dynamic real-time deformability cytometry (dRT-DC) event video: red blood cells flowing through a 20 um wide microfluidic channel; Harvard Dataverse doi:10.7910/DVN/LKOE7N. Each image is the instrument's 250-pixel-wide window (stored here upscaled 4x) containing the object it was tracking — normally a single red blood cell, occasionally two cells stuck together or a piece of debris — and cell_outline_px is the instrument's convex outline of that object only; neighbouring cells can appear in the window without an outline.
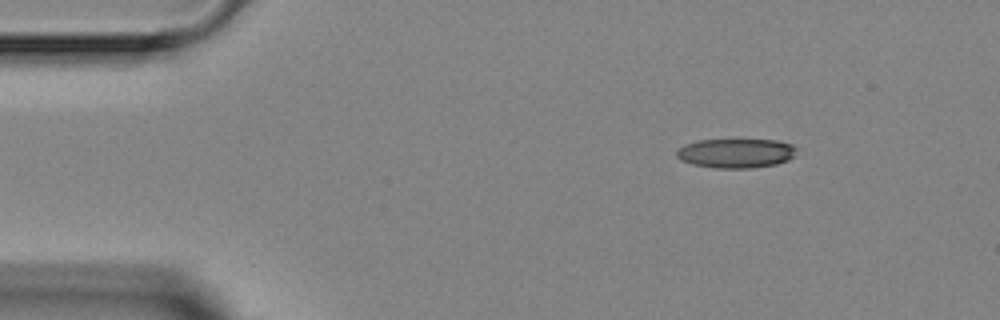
{"species": "Egyptian fruit bat (a non-hibernating species)", "species_latin": "Rousettus aegyptiacus", "temperature_condition": "room temperature", "stored_images_in_passage": 4, "segment_of_instrument_passage": [1, 2], "camera_frame_rate_fps": 3000, "um_per_image_px": 0.085, "animal": {"sex": "female"}, "frame": {"image": 1, "passage_image": 1, "time_ms": 0.0, "image_size_px": [1000, 320], "cell_outline_px": [[796, 148], [792, 156], [788, 160], [776, 164], [752, 168], [716, 168], [692, 164], [680, 160], [676, 156], [676, 152], [684, 144], [696, 140], [776, 140], [792, 144]], "centroid_in_image_um": [62.52, 13.02], "position_along_channel_um": 22.5, "area_um2": 20.46}}
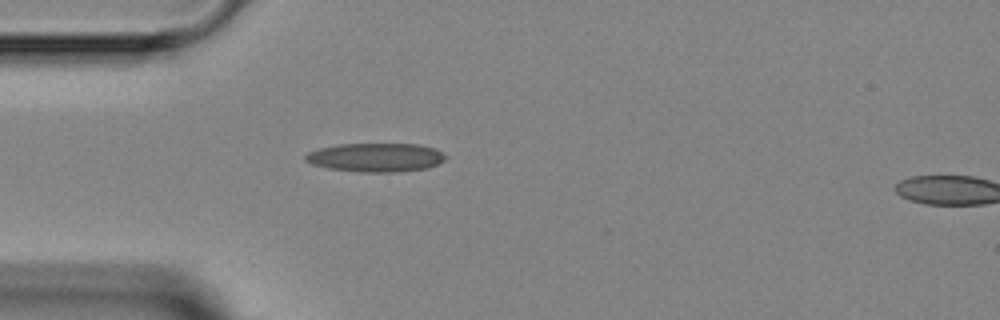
{"frame": {"image": 2, "passage_image": 3, "time_ms": 2.333, "image_size_px": [1000, 320], "cell_outline_px": [[448, 156], [444, 160], [428, 168], [400, 172], [360, 172], [328, 168], [312, 164], [304, 160], [304, 156], [308, 152], [320, 148], [340, 144], [416, 144], [436, 148]], "centroid_in_image_um": [31.96, 13.38], "position_along_channel_um": 53.0, "area_um2": 23.58}}